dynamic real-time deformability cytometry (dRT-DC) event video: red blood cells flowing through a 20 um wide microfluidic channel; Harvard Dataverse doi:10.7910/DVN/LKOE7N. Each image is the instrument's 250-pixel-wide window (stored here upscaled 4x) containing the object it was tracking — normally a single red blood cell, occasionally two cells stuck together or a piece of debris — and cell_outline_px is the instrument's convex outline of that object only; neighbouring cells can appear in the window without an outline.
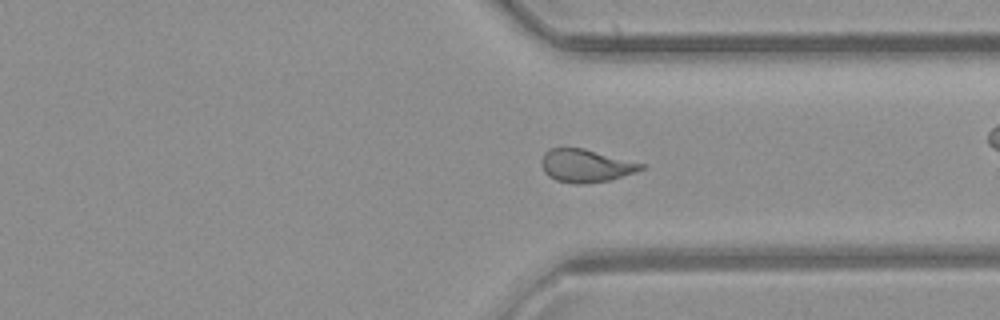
{"species": "common noctule bat (a hibernating species)", "species_latin": "Nyctalus noctula", "temperature_condition": "room temperature", "stored_images_in_passage": 51, "camera_frame_rate_fps": 3000, "um_per_image_px": 0.085, "animal": {"sex": "female", "body_mass_g": 21.9}, "frame": {"image": 1, "passage_image": 37, "time_ms": 12.0, "image_size_px": [1000, 320], "cell_outline_px": [[644, 168], [636, 172], [612, 180], [580, 184], [576, 184], [556, 180], [548, 176], [544, 172], [540, 160], [544, 152], [548, 148], [584, 148], [644, 164]], "centroid_in_image_um": [49.77, 14.08], "position_along_channel_um": 361.6, "area_um2": 19.19}, "authors_computed_cell_mechanics": {"area_um2": 19.941, "velocity_mm_per_s": 4.1689, "shape_relaxation_time_tau1_ms": null, "shape_relaxation_time_tau2_ms": 1.8329, "deformation_change_tau1": null, "deformation_change_tau2": 0.0678}}